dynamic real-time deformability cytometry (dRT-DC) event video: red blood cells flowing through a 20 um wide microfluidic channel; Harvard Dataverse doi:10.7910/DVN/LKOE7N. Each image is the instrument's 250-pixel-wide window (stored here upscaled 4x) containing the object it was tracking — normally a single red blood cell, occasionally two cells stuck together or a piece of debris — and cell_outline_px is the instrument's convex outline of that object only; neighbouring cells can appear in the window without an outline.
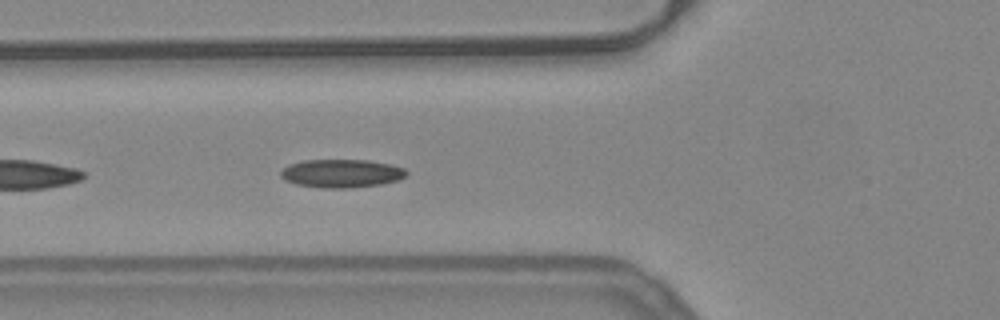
{"species": "common noctule bat (a hibernating species)", "species_latin": "Nyctalus noctula", "temperature_condition": "warm", "stored_images_in_passage": 30, "camera_frame_rate_fps": 3000, "um_per_image_px": 0.085, "animal": {"sex": "female", "body_mass_g": 24.6, "forearm_length_mm": 56.2}, "frame": {"image": 1, "passage_image": 5, "time_ms": 1.333, "image_size_px": [1000, 320], "cell_outline_px": [[408, 172], [404, 176], [396, 180], [380, 184], [352, 188], [324, 188], [296, 184], [284, 180], [280, 176], [280, 172], [288, 164], [304, 160], [368, 160], [392, 164], [404, 168]], "centroid_in_image_um": [29.0, 14.73], "position_along_channel_um": 96.8, "area_um2": 20.75}}
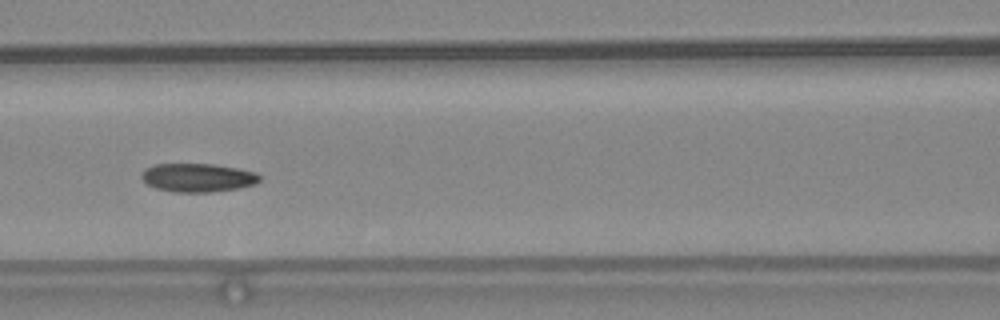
{"frame": {"image": 2, "passage_image": 9, "time_ms": 2.667, "image_size_px": [1000, 320], "cell_outline_px": [[260, 180], [256, 184], [240, 188], [208, 192], [172, 192], [156, 188], [148, 184], [140, 176], [144, 168], [152, 164], [212, 164], [236, 168], [256, 172], [260, 176]], "centroid_in_image_um": [16.8, 15.1], "position_along_channel_um": 149.8, "area_um2": 19.71}, "authors_computed_cell_mechanics": {"area_um2": 19.8254, "velocity_mm_per_s": 3.921, "shape_relaxation_time_tau1_ms": 3.9969, "shape_relaxation_time_tau2_ms": 5.2219, "deformation_change_tau1": 0.1263, "deformation_change_tau2": 0.1189}}